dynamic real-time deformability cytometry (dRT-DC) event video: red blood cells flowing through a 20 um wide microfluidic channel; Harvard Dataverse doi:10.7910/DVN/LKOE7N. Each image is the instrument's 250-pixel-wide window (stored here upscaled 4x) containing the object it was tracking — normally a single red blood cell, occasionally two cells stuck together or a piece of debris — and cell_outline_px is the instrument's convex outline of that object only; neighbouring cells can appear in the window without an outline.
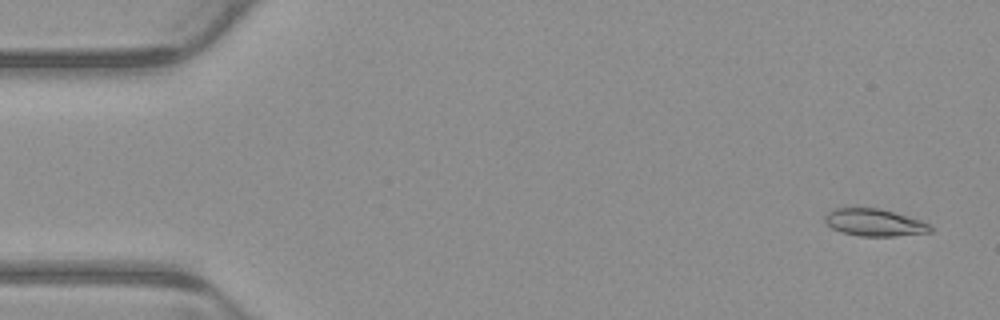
{"species": "common noctule bat (a hibernating species)", "species_latin": "Nyctalus noctula", "temperature_condition": "warm", "stored_images_in_passage": 7, "camera_frame_rate_fps": 3000, "um_per_image_px": 0.085, "animal": {"sex": "male", "body_mass_g": 23.1, "forearm_length_mm": 52.7}, "frame": {"image": 1, "passage_image": 1, "time_ms": 0.0, "image_size_px": [1000, 320], "cell_outline_px": [[936, 228], [932, 232], [896, 236], [860, 236], [840, 232], [832, 228], [824, 220], [824, 216], [828, 212], [836, 208], [856, 204], [880, 208], [920, 220]], "centroid_in_image_um": [74.29, 18.87], "position_along_channel_um": 10.7, "area_um2": 17.4}}
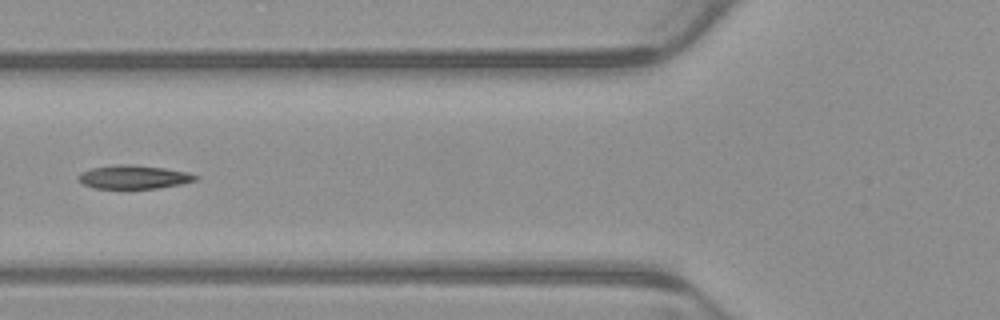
{"frame": {"image": 2, "passage_image": 6, "time_ms": 1.667, "image_size_px": [1000, 320], "cell_outline_px": [[200, 176], [196, 180], [180, 184], [160, 188], [92, 188], [84, 184], [76, 176], [80, 172], [92, 168], [116, 164], [136, 164], [164, 168], [188, 172]], "centroid_in_image_um": [11.37, 15.03], "position_along_channel_um": 114.4, "area_um2": 16.18}}
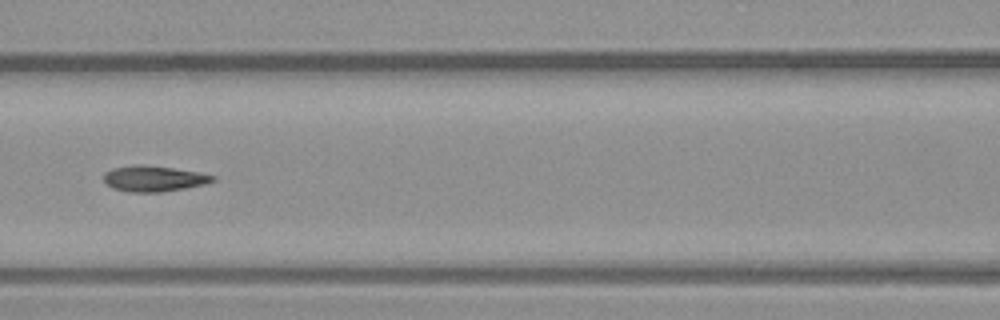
{"frame": {"image": 3, "passage_image": 7, "time_ms": 2.0, "image_size_px": [1000, 320], "cell_outline_px": [[216, 180], [208, 184], [160, 192], [128, 192], [112, 188], [104, 180], [104, 172], [112, 168], [136, 164], [172, 168], [200, 172], [216, 176]], "centroid_in_image_um": [13.09, 15.18], "position_along_channel_um": 153.5, "area_um2": 16.42}}